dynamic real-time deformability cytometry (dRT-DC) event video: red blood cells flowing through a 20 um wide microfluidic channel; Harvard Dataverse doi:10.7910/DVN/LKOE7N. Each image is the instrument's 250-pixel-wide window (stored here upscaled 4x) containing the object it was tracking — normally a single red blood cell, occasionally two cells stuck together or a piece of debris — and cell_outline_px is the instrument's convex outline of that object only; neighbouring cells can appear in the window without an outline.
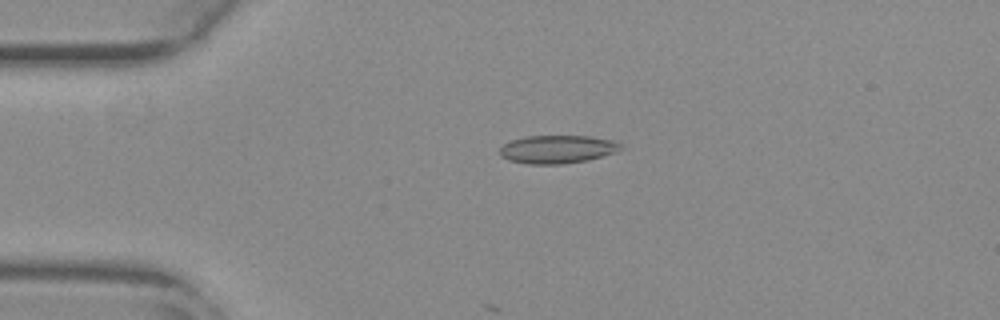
{"species": "common noctule bat (a hibernating species)", "species_latin": "Nyctalus noctula", "temperature_condition": "warm", "stored_images_in_passage": 31, "camera_frame_rate_fps": 3000, "um_per_image_px": 0.085, "animal": {"sex": "female", "body_mass_g": 29.2, "forearm_length_mm": 56.3}, "frame": {"image": 1, "passage_image": 13, "time_ms": 4.0, "image_size_px": [1000, 320], "cell_outline_px": [[624, 148], [616, 152], [588, 160], [560, 164], [528, 164], [508, 160], [500, 156], [500, 148], [504, 144], [512, 140], [524, 136], [592, 136], [616, 140], [624, 144]], "centroid_in_image_um": [47.43, 12.68], "position_along_channel_um": 37.6, "area_um2": 20.11}}
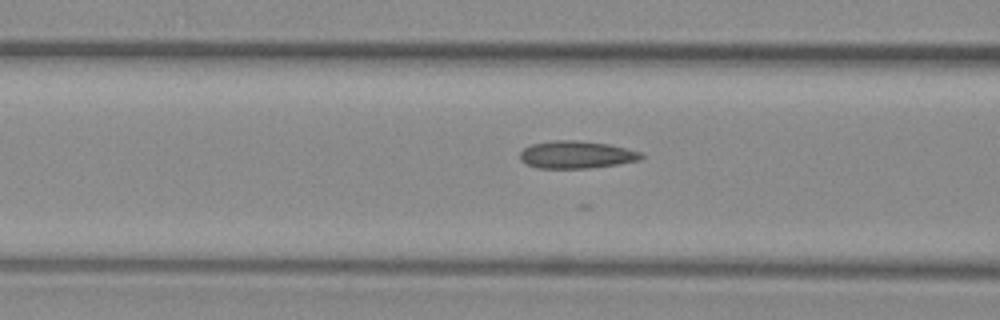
{"frame": {"image": 2, "passage_image": 22, "time_ms": 7.0, "image_size_px": [1000, 320], "cell_outline_px": [[644, 156], [640, 160], [592, 168], [536, 168], [520, 160], [520, 152], [524, 148], [532, 144], [552, 140], [572, 140], [608, 144], [640, 152]], "centroid_in_image_um": [48.96, 13.15], "position_along_channel_um": 117.6, "area_um2": 19.25}}
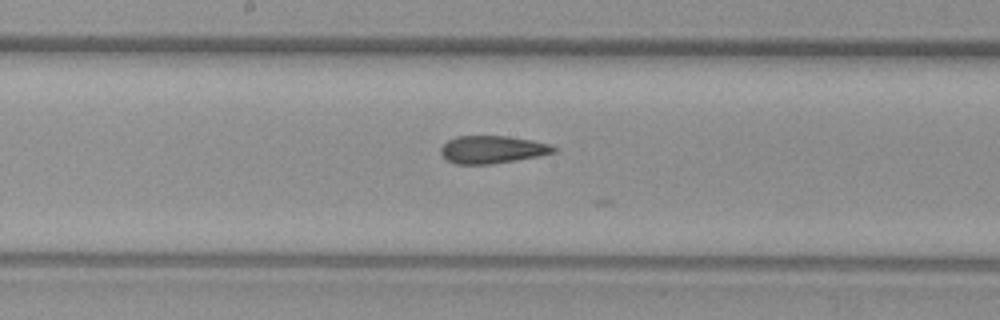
{"frame": {"image": 3, "passage_image": 29, "time_ms": 9.333, "image_size_px": [1000, 320], "cell_outline_px": [[560, 148], [556, 152], [540, 156], [492, 164], [456, 164], [448, 160], [440, 152], [440, 148], [448, 140], [456, 136], [508, 136], [532, 140], [548, 144]], "centroid_in_image_um": [41.88, 12.71], "position_along_channel_um": 206.3, "area_um2": 18.26}}